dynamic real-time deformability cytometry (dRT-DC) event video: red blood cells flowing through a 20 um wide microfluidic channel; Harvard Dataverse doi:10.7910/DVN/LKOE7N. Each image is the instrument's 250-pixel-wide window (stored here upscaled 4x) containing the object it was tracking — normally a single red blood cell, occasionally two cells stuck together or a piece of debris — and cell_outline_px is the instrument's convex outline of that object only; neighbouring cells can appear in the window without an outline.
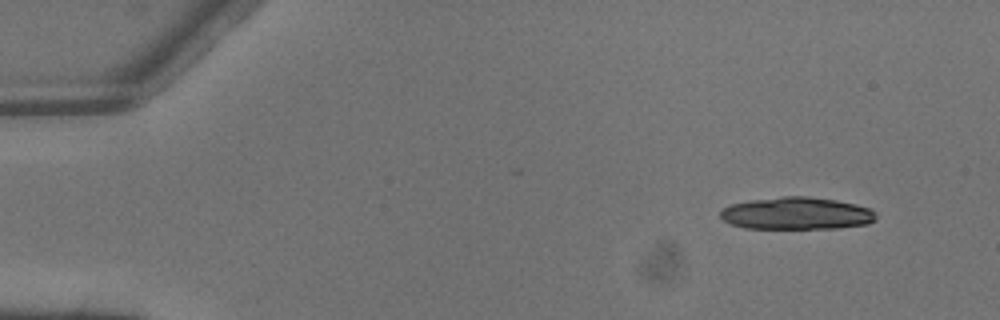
{"species": "common noctule bat (a hibernating species)", "species_latin": "Nyctalus noctula", "temperature_condition": "warm", "stored_images_in_passage": 5, "camera_frame_rate_fps": 3000, "um_per_image_px": 0.085, "animal": {"sex": "male", "body_mass_g": 13.3}, "frame": {"image": 1, "passage_image": 1, "time_ms": 0.0, "image_size_px": [1000, 320], "cell_outline_px": [[876, 220], [868, 224], [836, 228], [744, 228], [732, 224], [724, 220], [720, 216], [720, 212], [724, 208], [732, 204], [752, 200], [780, 196], [808, 196], [836, 200], [856, 204], [872, 208], [876, 212]], "centroid_in_image_um": [67.77, 18.13], "position_along_channel_um": 17.2, "area_um2": 29.36}}
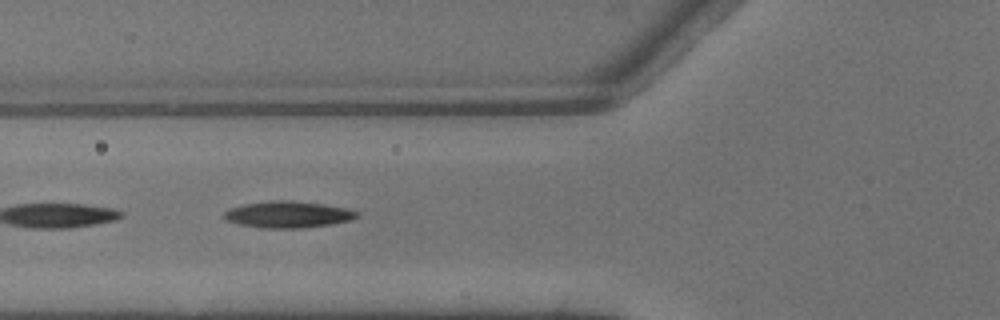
{"frame": {"image": 2, "passage_image": 5, "time_ms": 1.333, "image_size_px": [1000, 320], "cell_outline_px": [[360, 216], [352, 220], [304, 228], [260, 228], [240, 224], [228, 220], [224, 216], [224, 212], [232, 208], [244, 204], [272, 200], [292, 200], [324, 204], [344, 208], [356, 212]], "centroid_in_image_um": [24.49, 18.23], "position_along_channel_um": 101.3, "area_um2": 20.35}}